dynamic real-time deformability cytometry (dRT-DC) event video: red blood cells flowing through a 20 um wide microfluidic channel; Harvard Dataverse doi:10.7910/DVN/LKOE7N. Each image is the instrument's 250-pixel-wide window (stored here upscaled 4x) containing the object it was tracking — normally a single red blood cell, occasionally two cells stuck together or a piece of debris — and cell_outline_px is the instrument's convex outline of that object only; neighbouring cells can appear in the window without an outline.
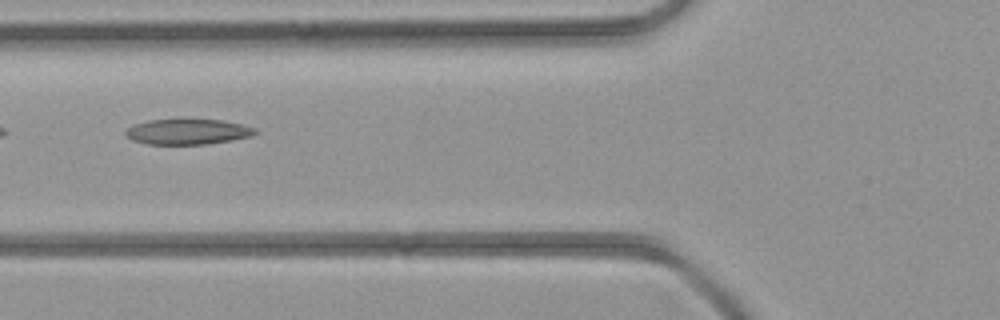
{"species": "common noctule bat (a hibernating species)", "species_latin": "Nyctalus noctula", "temperature_condition": "room temperature", "stored_images_in_passage": 5, "camera_frame_rate_fps": 3000, "um_per_image_px": 0.085, "animal": {"sex": "female", "body_mass_g": 21.9}, "frame": {"image": 1, "passage_image": 5, "time_ms": 5.667, "image_size_px": [1000, 320], "cell_outline_px": [[256, 132], [252, 136], [232, 140], [208, 144], [148, 144], [132, 140], [124, 132], [132, 124], [148, 120], [224, 120], [256, 128]], "centroid_in_image_um": [15.95, 11.2], "position_along_channel_um": 109.9, "area_um2": 19.07}}